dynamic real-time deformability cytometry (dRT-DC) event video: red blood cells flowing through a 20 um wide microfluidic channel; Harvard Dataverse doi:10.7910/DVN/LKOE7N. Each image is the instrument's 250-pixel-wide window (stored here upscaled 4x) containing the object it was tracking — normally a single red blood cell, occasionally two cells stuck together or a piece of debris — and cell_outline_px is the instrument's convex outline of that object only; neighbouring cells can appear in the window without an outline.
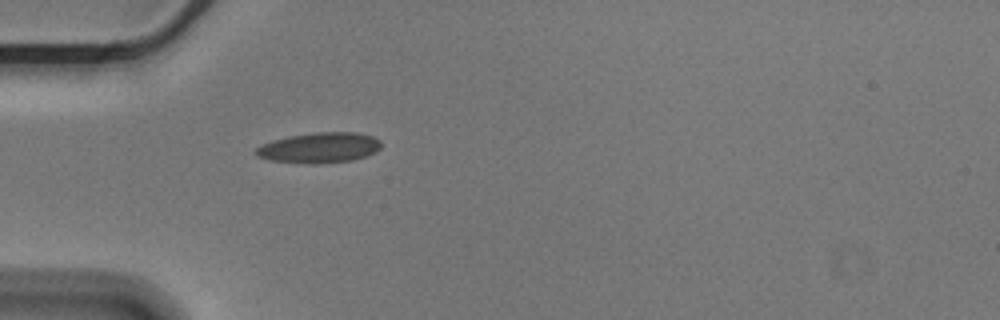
{"species": "Egyptian fruit bat (a non-hibernating species)", "species_latin": "Rousettus aegyptiacus", "temperature_condition": "cold", "stored_images_in_passage": 3, "camera_frame_rate_fps": 3000, "um_per_image_px": 0.085, "animal": {"sex": "male"}, "frame": {"image": 1, "passage_image": 1, "time_ms": 0.0, "image_size_px": [1000, 320], "cell_outline_px": [[380, 148], [376, 152], [368, 156], [352, 160], [320, 164], [308, 164], [272, 160], [256, 156], [252, 152], [256, 148], [272, 140], [288, 136], [316, 132], [356, 132], [372, 136], [380, 140]], "centroid_in_image_um": [27.15, 12.56], "position_along_channel_um": 57.8, "area_um2": 22.37}}